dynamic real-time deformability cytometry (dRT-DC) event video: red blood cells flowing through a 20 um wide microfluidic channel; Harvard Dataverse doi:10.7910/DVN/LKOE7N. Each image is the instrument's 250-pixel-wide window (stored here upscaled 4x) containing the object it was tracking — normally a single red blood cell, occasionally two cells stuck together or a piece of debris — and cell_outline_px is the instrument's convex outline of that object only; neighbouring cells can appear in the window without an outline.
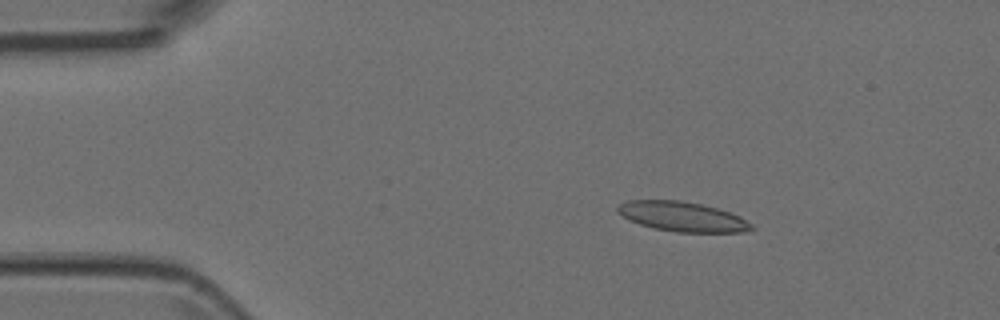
{"species": "Egyptian fruit bat (a non-hibernating species)", "species_latin": "Rousettus aegyptiacus", "temperature_condition": "room temperature", "stored_images_in_passage": 3, "camera_frame_rate_fps": 3000, "um_per_image_px": 0.085, "animal": {"sex": "female"}, "frame": {"image": 1, "passage_image": 1, "time_ms": 0.0, "image_size_px": [1000, 320], "cell_outline_px": [[756, 228], [744, 232], [676, 232], [652, 228], [628, 220], [616, 212], [616, 208], [620, 204], [628, 200], [680, 200], [700, 204], [716, 208], [740, 216], [752, 224]], "centroid_in_image_um": [57.98, 18.42], "position_along_channel_um": 27.0, "area_um2": 23.24}}
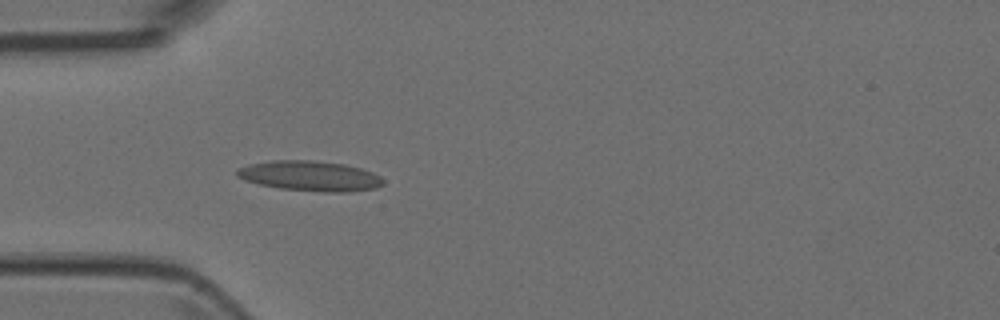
{"frame": {"image": 2, "passage_image": 3, "time_ms": 0.667, "image_size_px": [1000, 320], "cell_outline_px": [[384, 184], [376, 188], [348, 192], [324, 192], [280, 188], [260, 184], [244, 180], [236, 176], [236, 172], [240, 168], [248, 164], [272, 160], [312, 160], [344, 164], [360, 168], [372, 172], [380, 176], [384, 180]], "centroid_in_image_um": [26.37, 14.95], "position_along_channel_um": 58.6, "area_um2": 25.66}}